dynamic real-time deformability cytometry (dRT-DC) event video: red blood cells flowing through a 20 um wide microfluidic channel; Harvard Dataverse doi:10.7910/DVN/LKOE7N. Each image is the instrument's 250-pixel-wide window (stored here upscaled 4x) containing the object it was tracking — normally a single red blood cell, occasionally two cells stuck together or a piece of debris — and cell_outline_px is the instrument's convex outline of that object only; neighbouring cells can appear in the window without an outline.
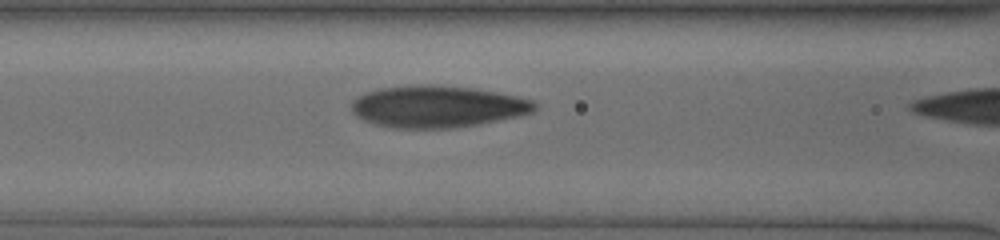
{"species": "human", "species_latin": "Homo sapiens", "temperature_condition": "cold", "stored_images_in_passage": 24, "camera_frame_rate_fps": 3000, "um_per_image_px": 0.085, "donor": {"sex": "male"}, "frame": {"image": 1, "passage_image": 23, "time_ms": 7.333, "image_size_px": [1000, 240], "cell_outline_px": [[536, 108], [532, 112], [516, 116], [480, 124], [452, 128], [392, 128], [376, 124], [364, 120], [356, 116], [352, 112], [352, 100], [356, 96], [380, 88], [416, 84], [432, 84], [472, 88], [516, 96], [532, 100], [536, 104]], "centroid_in_image_um": [37.13, 9.05], "position_along_channel_um": 129.5, "area_um2": 44.56}}